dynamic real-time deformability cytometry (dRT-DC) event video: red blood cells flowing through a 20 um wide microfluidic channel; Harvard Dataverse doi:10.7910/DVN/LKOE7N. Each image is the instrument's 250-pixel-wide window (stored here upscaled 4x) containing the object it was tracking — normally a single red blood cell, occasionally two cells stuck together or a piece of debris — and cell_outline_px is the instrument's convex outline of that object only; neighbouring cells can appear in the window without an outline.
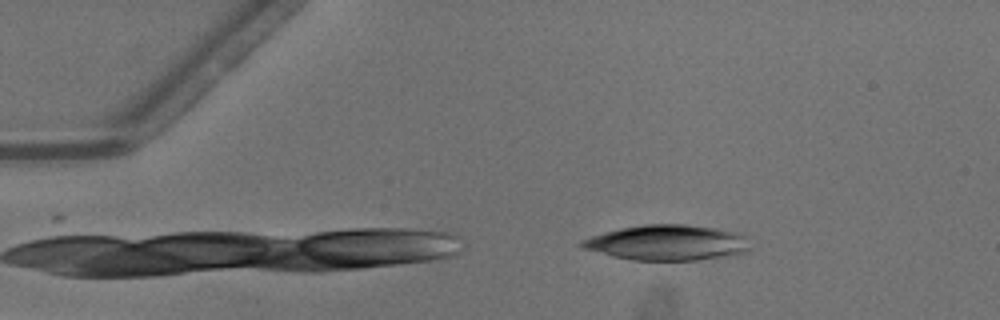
{"species": "common noctule bat (a hibernating species)", "species_latin": "Nyctalus noctula", "temperature_condition": "warm", "stored_images_in_passage": 39, "camera_frame_rate_fps": 3000, "um_per_image_px": 0.085, "animal": {"sex": "male", "body_mass_g": 13.3}, "frame": {"image": 1, "passage_image": 5, "time_ms": 1.333, "image_size_px": [1000, 320], "cell_outline_px": [[752, 248], [748, 252], [736, 256], [696, 260], [632, 260], [612, 256], [580, 248], [580, 240], [604, 232], [620, 228], [644, 224], [688, 224], [716, 228], [740, 232], [744, 236]], "centroid_in_image_um": [56.78, 20.63], "position_along_channel_um": 28.2, "area_um2": 35.32}}